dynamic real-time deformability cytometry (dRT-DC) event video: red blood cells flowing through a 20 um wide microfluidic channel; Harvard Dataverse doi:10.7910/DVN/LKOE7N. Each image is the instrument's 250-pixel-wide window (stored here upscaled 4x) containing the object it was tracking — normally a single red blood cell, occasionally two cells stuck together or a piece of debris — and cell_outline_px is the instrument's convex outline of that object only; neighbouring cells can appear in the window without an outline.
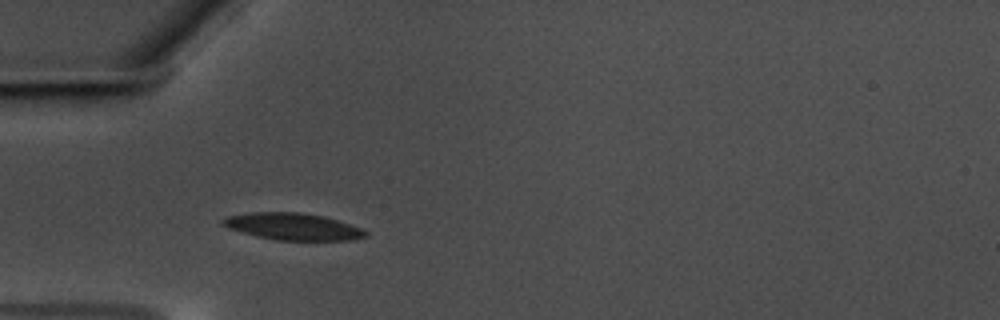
{"species": "common noctule bat (a hibernating species)", "species_latin": "Nyctalus noctula", "temperature_condition": "warm", "stored_images_in_passage": 41, "camera_frame_rate_fps": 3000, "um_per_image_px": 0.085, "animal": {"sex": "male", "body_mass_g": 17.5, "forearm_length_mm": 52.3}, "frame": {"image": 1, "passage_image": 1, "time_ms": 0.0, "image_size_px": [1000, 320], "cell_outline_px": [[368, 236], [352, 240], [276, 240], [256, 236], [232, 228], [224, 224], [220, 220], [228, 216], [252, 212], [300, 212], [324, 216], [360, 228], [368, 232]], "centroid_in_image_um": [24.94, 19.25], "position_along_channel_um": 60.1, "area_um2": 22.02}}
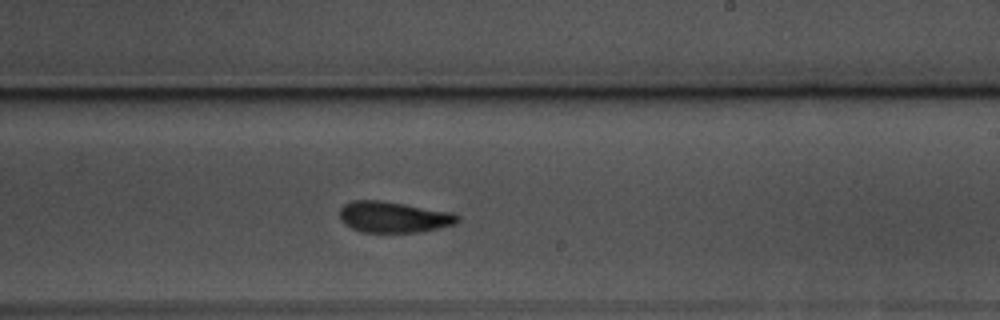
{"frame": {"image": 2, "passage_image": 18, "time_ms": 5.667, "image_size_px": [1000, 320], "cell_outline_px": [[460, 220], [456, 224], [420, 232], [360, 232], [344, 224], [340, 220], [340, 208], [344, 204], [352, 200], [380, 200], [456, 212], [460, 216]], "centroid_in_image_um": [33.49, 18.44], "position_along_channel_um": 255.5, "area_um2": 21.68}}
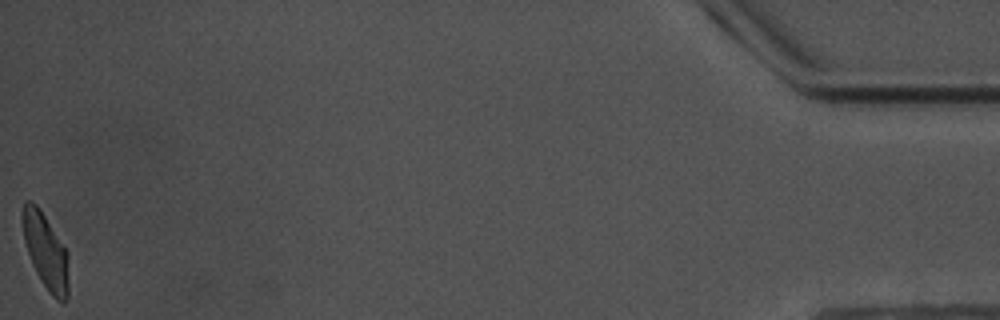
{"frame": {"image": 3, "passage_image": 41, "time_ms": 13.333, "image_size_px": [1000, 320], "cell_outline_px": [[68, 296], [64, 304], [56, 300], [52, 296], [40, 280], [32, 264], [24, 240], [20, 220], [20, 216], [24, 200], [32, 200], [36, 204], [68, 252]], "centroid_in_image_um": [3.86, 21.35], "position_along_channel_um": 431.3, "area_um2": 20.52}, "authors_computed_cell_mechanics": {"area_um2": 21.4438, "velocity_mm_per_s": 3.5367, "shape_relaxation_time_tau1_ms": 6.0116, "shape_relaxation_time_tau2_ms": 2.9166, "deformation_change_tau1": 0.1593, "deformation_change_tau2": 0.0964}}